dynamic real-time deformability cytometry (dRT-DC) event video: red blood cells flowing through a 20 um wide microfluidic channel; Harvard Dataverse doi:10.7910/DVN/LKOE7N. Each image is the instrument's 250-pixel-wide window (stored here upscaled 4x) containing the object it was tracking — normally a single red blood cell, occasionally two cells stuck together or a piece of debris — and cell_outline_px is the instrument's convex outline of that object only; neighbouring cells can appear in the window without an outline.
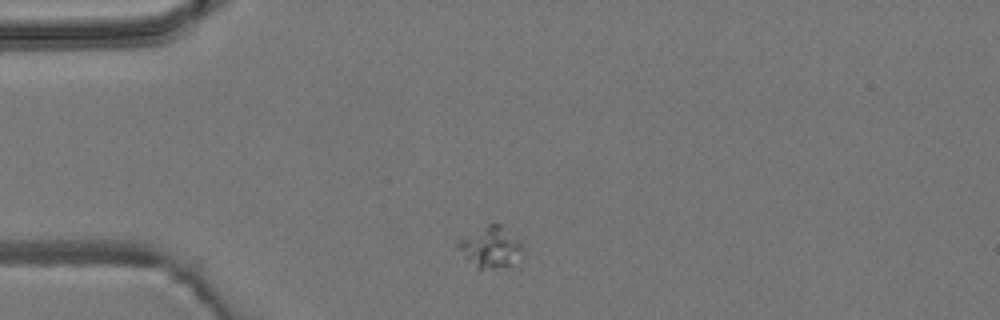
{"species": "common noctule bat (a hibernating species)", "species_latin": "Nyctalus noctula", "temperature_condition": "room temperature", "stored_images_in_passage": 8, "camera_frame_rate_fps": 3000, "um_per_image_px": 0.085, "animal": {"sex": "male", "body_mass_g": 19.2, "forearm_length_mm": 51.8}, "frame": {"image": 1, "passage_image": 1, "time_ms": 0.0, "image_size_px": [1000, 320], "cell_outline_px": [[524, 256], [508, 268], [480, 272], [452, 244], [456, 240], [488, 224], [500, 224], [520, 240], [524, 248]], "centroid_in_image_um": [41.71, 21.08], "position_along_channel_um": 43.3, "area_um2": 16.47}}
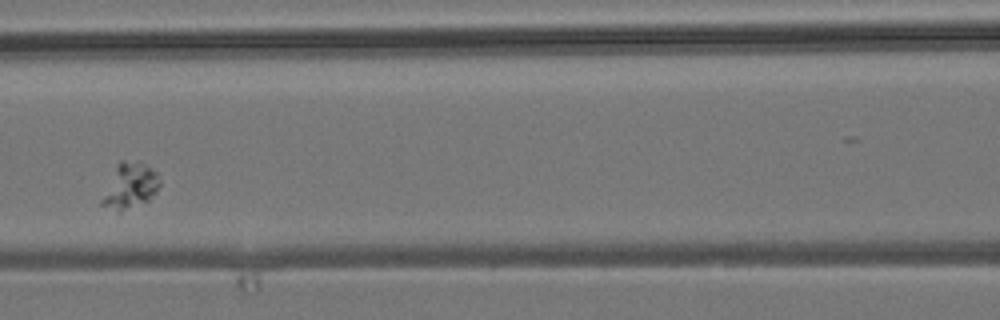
{"frame": {"image": 2, "passage_image": 4, "time_ms": 3.667, "image_size_px": [1000, 320], "cell_outline_px": [[160, 184], [156, 192], [148, 200], [120, 212], [116, 212], [100, 204], [100, 200], [116, 164], [120, 160], [124, 160], [144, 164], [156, 172], [160, 180]], "centroid_in_image_um": [11.01, 15.81], "position_along_channel_um": 155.6, "area_um2": 15.2}}
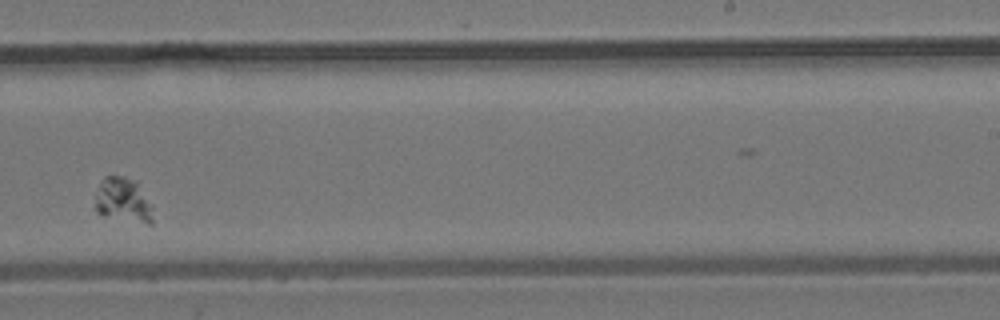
{"frame": {"image": 3, "passage_image": 7, "time_ms": 7.0, "image_size_px": [1000, 320], "cell_outline_px": [[152, 224], [148, 224], [104, 216], [96, 212], [96, 196], [100, 184], [104, 176], [124, 176], [136, 180], [152, 204]], "centroid_in_image_um": [10.49, 17.01], "position_along_channel_um": 278.5, "area_um2": 15.03}}